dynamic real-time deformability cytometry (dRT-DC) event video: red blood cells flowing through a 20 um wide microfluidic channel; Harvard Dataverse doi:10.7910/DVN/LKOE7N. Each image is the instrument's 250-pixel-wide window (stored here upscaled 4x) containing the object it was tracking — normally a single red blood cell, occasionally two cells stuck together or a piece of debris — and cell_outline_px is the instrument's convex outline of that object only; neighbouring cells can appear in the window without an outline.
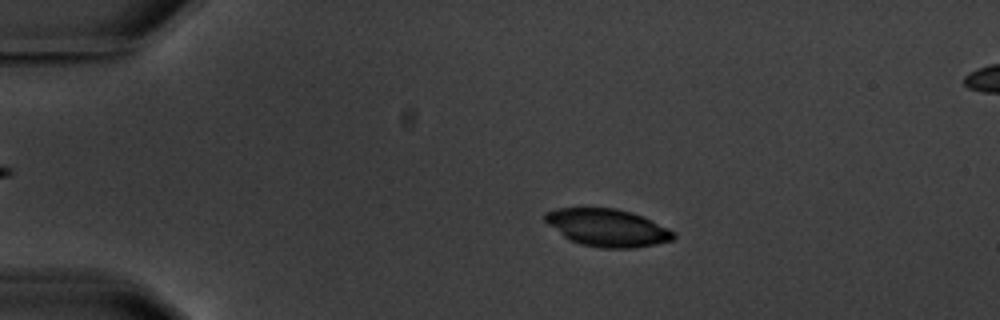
{"species": "common noctule bat (a hibernating species)", "species_latin": "Nyctalus noctula", "temperature_condition": "warm", "stored_images_in_passage": 6, "camera_frame_rate_fps": 3000, "um_per_image_px": 0.085, "animal": {"sex": "male", "body_mass_g": 20.1, "forearm_length_mm": 53.5}, "frame": {"image": 1, "passage_image": 3, "time_ms": 2.333, "image_size_px": [1000, 320], "cell_outline_px": [[676, 236], [672, 240], [656, 244], [632, 248], [600, 248], [580, 244], [568, 240], [548, 224], [544, 220], [544, 212], [556, 208], [616, 208], [632, 212], [644, 216], [676, 232]], "centroid_in_image_um": [51.63, 19.35], "position_along_channel_um": 33.4, "area_um2": 28.32}}